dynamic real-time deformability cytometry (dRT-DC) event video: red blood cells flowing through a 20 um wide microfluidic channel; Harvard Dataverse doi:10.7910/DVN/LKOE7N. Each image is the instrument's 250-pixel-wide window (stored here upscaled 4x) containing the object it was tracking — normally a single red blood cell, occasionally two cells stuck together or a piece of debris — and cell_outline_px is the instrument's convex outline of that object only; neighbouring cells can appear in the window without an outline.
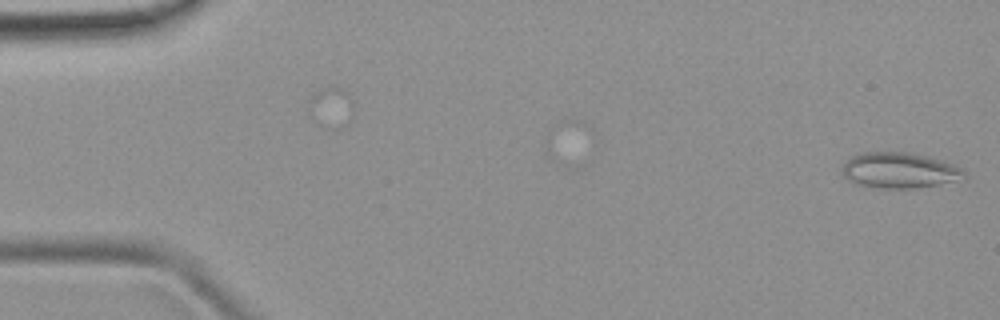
{"species": "common noctule bat (a hibernating species)", "species_latin": "Nyctalus noctula", "temperature_condition": "room temperature", "stored_images_in_passage": 2, "segment_of_instrument_passage": [2, 2], "camera_frame_rate_fps": 3000, "um_per_image_px": 0.085, "animal": {"sex": "female", "body_mass_g": 19.9}, "frame": {"image": 1, "passage_image": 2, "time_ms": 1.0, "image_size_px": [1000, 320], "cell_outline_px": [[968, 176], [964, 180], [916, 188], [880, 188], [852, 184], [840, 172], [844, 164], [852, 156], [864, 152], [912, 152], [928, 156], [964, 168]], "centroid_in_image_um": [76.49, 14.49], "position_along_channel_um": 8.5, "area_um2": 25.84}}